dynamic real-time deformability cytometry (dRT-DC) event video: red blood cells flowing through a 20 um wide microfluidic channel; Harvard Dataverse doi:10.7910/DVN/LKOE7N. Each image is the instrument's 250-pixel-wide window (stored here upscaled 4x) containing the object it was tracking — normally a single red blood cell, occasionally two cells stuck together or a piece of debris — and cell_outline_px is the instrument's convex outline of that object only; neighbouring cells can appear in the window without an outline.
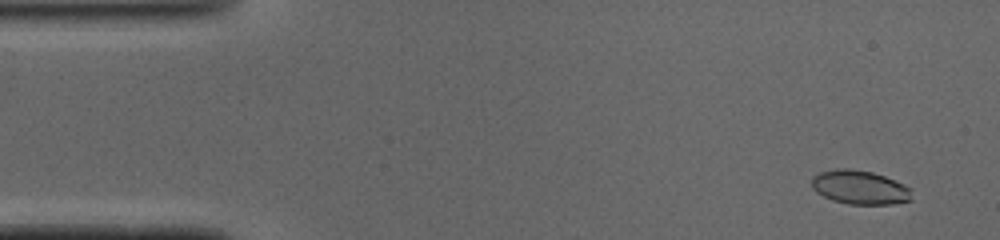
{"species": "common noctule bat (a hibernating species)", "species_latin": "Nyctalus noctula", "temperature_condition": "cold", "stored_images_in_passage": 49, "camera_frame_rate_fps": 3000, "um_per_image_px": 0.085, "animal": {"sex": "male", "body_mass_g": 19.0, "forearm_length_mm": 50.8}, "frame": {"image": 1, "passage_image": 3, "time_ms": 0.667, "image_size_px": [1000, 240], "cell_outline_px": [[912, 200], [892, 204], [848, 204], [832, 200], [816, 192], [812, 188], [812, 176], [820, 172], [836, 168], [848, 168], [872, 172], [884, 176], [904, 184], [912, 188]], "centroid_in_image_um": [73.09, 15.92], "position_along_channel_um": 11.9, "area_um2": 19.94}}
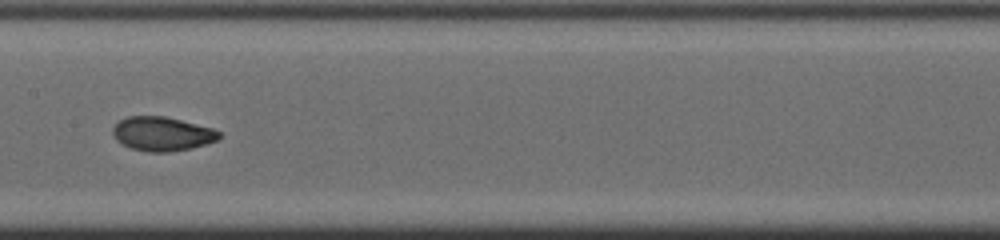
{"frame": {"image": 2, "passage_image": 24, "time_ms": 7.667, "image_size_px": [1000, 240], "cell_outline_px": [[220, 140], [192, 148], [168, 152], [148, 152], [132, 148], [120, 144], [116, 140], [112, 132], [112, 128], [120, 120], [128, 116], [164, 116], [212, 128], [220, 132]], "centroid_in_image_um": [13.77, 11.38], "position_along_channel_um": 193.6, "area_um2": 21.15}}
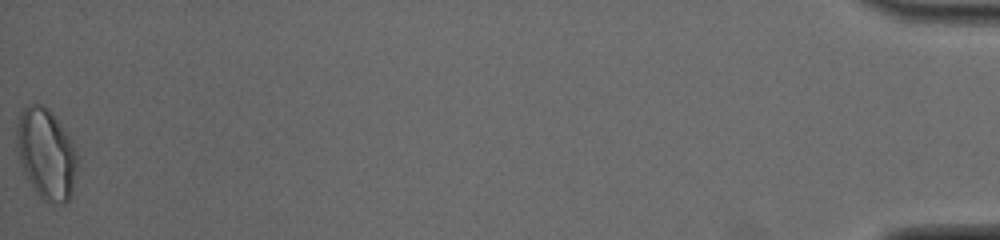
{"frame": {"image": 3, "passage_image": 49, "time_ms": 16.0, "image_size_px": [1000, 240], "cell_outline_px": [[76, 168], [72, 196], [64, 204], [52, 208], [36, 192], [24, 172], [20, 164], [16, 140], [16, 124], [20, 112], [24, 108], [32, 104], [40, 104], [48, 108], [52, 112], [72, 140], [76, 152]], "centroid_in_image_um": [3.93, 13.12], "position_along_channel_um": 431.3, "area_um2": 32.37}, "authors_computed_cell_mechanics": {"area_um2": 20.7502, "velocity_mm_per_s": 4.1019, "shape_relaxation_time_tau1_ms": 5.2177, "shape_relaxation_time_tau2_ms": 1.1559, "deformation_change_tau1": 0.1883, "deformation_change_tau2": 0.0593}}